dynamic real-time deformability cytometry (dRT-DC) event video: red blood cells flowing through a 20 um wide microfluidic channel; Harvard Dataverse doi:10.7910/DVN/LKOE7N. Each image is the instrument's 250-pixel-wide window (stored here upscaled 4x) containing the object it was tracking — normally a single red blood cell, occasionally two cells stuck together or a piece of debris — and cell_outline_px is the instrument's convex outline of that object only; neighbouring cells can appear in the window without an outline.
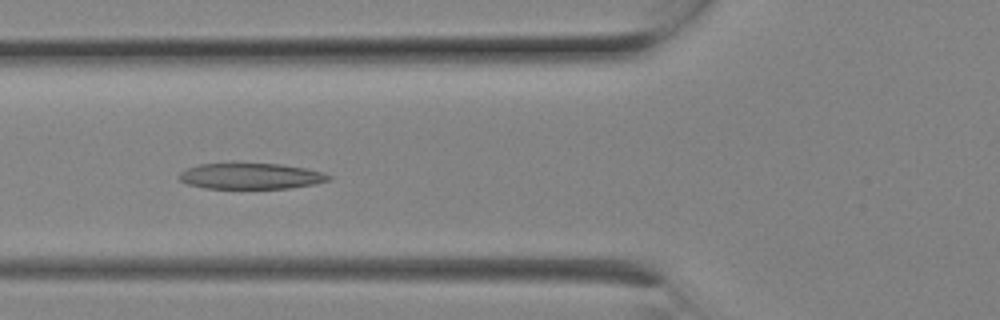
{"species": "Egyptian fruit bat (a non-hibernating species)", "species_latin": "Rousettus aegyptiacus", "temperature_condition": "room temperature", "stored_images_in_passage": 9, "camera_frame_rate_fps": 3000, "um_per_image_px": 0.085, "animal": {"sex": "female"}, "frame": {"image": 1, "passage_image": 8, "time_ms": 2.333, "image_size_px": [1000, 320], "cell_outline_px": [[332, 180], [316, 184], [288, 188], [204, 188], [188, 184], [180, 180], [176, 176], [180, 172], [188, 168], [200, 164], [232, 160], [236, 160], [280, 164], [304, 168], [324, 172], [332, 176]], "centroid_in_image_um": [21.29, 14.92], "position_along_channel_um": 104.5, "area_um2": 23.7}}
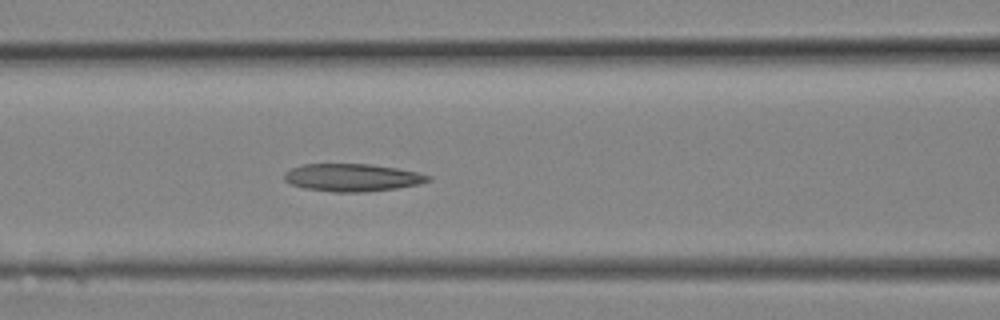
{"frame": {"image": 2, "passage_image": 9, "time_ms": 2.667, "image_size_px": [1000, 320], "cell_outline_px": [[432, 180], [420, 184], [396, 188], [364, 192], [332, 192], [304, 188], [292, 184], [284, 180], [284, 172], [292, 168], [304, 164], [368, 164], [396, 168], [420, 172], [432, 176]], "centroid_in_image_um": [29.98, 15.09], "position_along_channel_um": 136.6, "area_um2": 23.24}}